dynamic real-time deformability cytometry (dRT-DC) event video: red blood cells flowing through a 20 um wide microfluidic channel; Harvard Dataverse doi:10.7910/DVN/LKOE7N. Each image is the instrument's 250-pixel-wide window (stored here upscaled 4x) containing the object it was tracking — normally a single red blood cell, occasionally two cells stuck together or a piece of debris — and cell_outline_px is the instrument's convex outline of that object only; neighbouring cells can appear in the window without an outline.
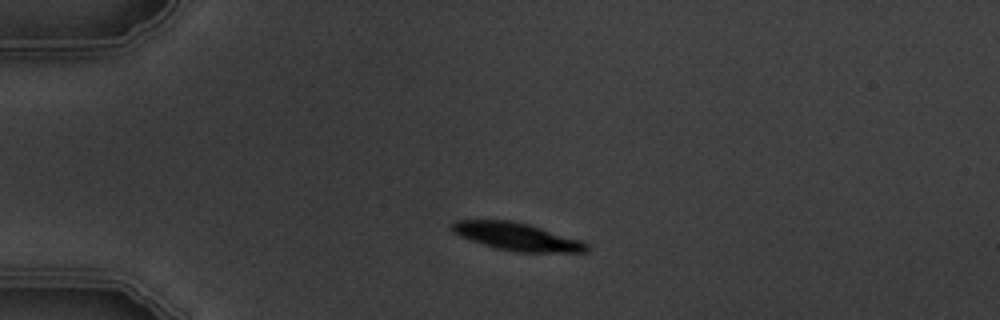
{"species": "common noctule bat (a hibernating species)", "species_latin": "Nyctalus noctula", "temperature_condition": "warm", "stored_images_in_passage": 4, "camera_frame_rate_fps": 3000, "um_per_image_px": 0.085, "animal": {"sex": "male", "body_mass_g": 19.5, "forearm_length_mm": 54.6}, "frame": {"image": 1, "passage_image": 2, "time_ms": 1.333, "image_size_px": [1000, 320], "cell_outline_px": [[588, 252], [516, 252], [496, 248], [460, 236], [452, 232], [452, 224], [456, 220], [512, 220], [528, 224], [580, 240], [588, 244]], "centroid_in_image_um": [43.93, 20.11], "position_along_channel_um": 41.1, "area_um2": 21.44}}